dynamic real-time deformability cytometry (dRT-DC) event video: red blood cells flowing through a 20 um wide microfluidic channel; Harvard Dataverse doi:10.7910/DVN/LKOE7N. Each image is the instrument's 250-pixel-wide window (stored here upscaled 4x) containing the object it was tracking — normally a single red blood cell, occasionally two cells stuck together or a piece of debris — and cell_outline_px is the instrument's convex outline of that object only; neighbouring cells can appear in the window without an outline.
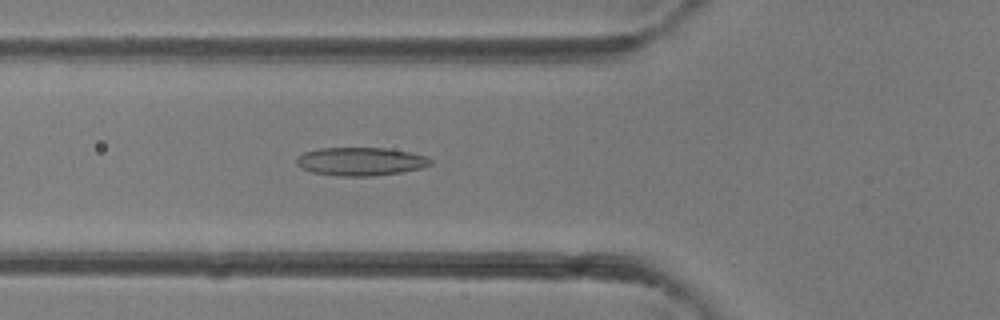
{"species": "common noctule bat (a hibernating species)", "species_latin": "Nyctalus noctula", "temperature_condition": "room temperature", "stored_images_in_passage": 36, "camera_frame_rate_fps": 3000, "um_per_image_px": 0.085, "animal": {"sex": "female"}, "frame": {"image": 1, "passage_image": 10, "time_ms": 3.0, "image_size_px": [1000, 320], "cell_outline_px": [[432, 164], [420, 168], [404, 172], [372, 176], [336, 176], [312, 172], [300, 168], [296, 164], [296, 156], [304, 152], [320, 148], [384, 148], [412, 152], [428, 156], [432, 160]], "centroid_in_image_um": [30.65, 13.73], "position_along_channel_um": 95.1, "area_um2": 22.37}}
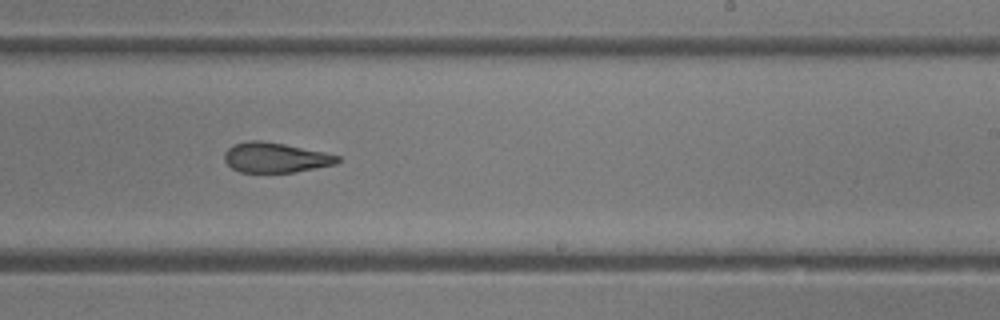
{"frame": {"image": 2, "passage_image": 20, "time_ms": 6.333, "image_size_px": [1000, 320], "cell_outline_px": [[340, 160], [336, 164], [316, 168], [292, 172], [240, 172], [232, 168], [224, 160], [224, 152], [232, 144], [248, 140], [256, 140], [284, 144], [324, 152], [340, 156]], "centroid_in_image_um": [23.39, 13.39], "position_along_channel_um": 265.6, "area_um2": 19.71}}
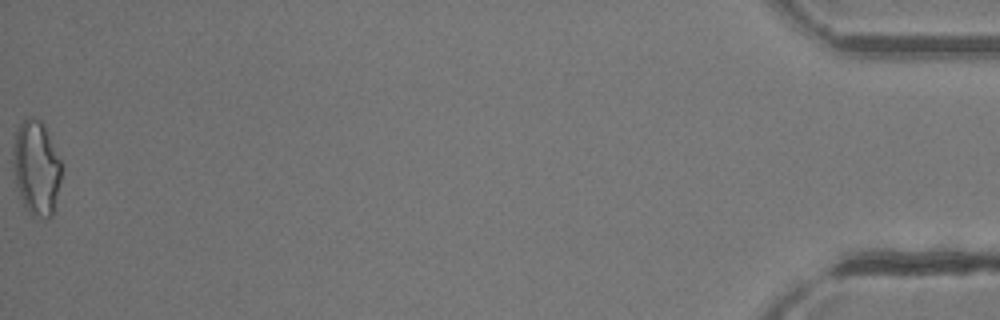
{"frame": {"image": 3, "passage_image": 36, "time_ms": 11.667, "image_size_px": [1000, 320], "cell_outline_px": [[60, 180], [52, 216], [48, 220], [32, 216], [24, 204], [20, 196], [16, 184], [12, 164], [12, 148], [16, 132], [20, 124], [28, 116], [32, 116], [40, 120], [44, 124], [60, 160]], "centroid_in_image_um": [3.06, 14.27], "position_along_channel_um": 432.1, "area_um2": 26.59}}